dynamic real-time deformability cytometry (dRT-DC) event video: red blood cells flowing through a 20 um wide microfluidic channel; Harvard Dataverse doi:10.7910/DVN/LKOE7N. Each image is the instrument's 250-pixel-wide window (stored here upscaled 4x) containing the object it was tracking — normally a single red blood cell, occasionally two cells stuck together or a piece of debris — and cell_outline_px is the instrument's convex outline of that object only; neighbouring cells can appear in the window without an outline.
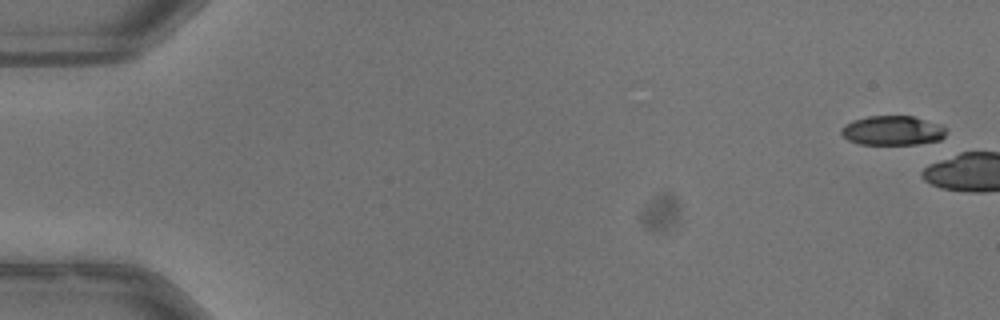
{"species": "common noctule bat (a hibernating species)", "species_latin": "Nyctalus noctula", "temperature_condition": "warm", "stored_images_in_passage": 4, "camera_frame_rate_fps": 3000, "um_per_image_px": 0.085, "animal": {"sex": "male", "body_mass_g": 13.3}, "frame": {"image": 1, "passage_image": 1, "time_ms": 0.0, "image_size_px": [1000, 320], "cell_outline_px": [[944, 136], [940, 140], [916, 144], [860, 144], [848, 140], [840, 132], [840, 128], [844, 124], [852, 120], [868, 116], [912, 116], [940, 124], [944, 128]], "centroid_in_image_um": [75.82, 11.09], "position_along_channel_um": 9.2, "area_um2": 17.92}}